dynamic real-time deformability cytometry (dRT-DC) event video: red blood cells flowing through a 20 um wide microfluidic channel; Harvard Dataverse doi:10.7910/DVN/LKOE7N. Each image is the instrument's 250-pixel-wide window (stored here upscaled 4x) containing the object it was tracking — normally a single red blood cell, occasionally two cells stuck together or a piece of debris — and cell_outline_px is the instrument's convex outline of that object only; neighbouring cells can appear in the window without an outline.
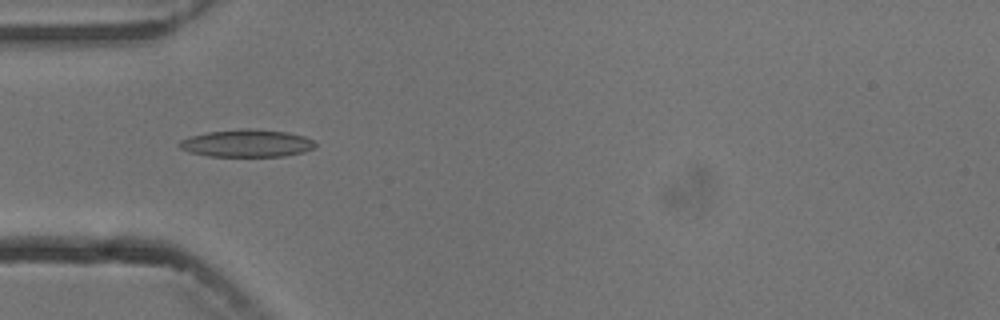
{"species": "common noctule bat (a hibernating species)", "species_latin": "Nyctalus noctula", "temperature_condition": "cold", "stored_images_in_passage": 5, "camera_frame_rate_fps": 3000, "um_per_image_px": 0.085, "animal": {"sex": "male", "body_mass_g": 13.3}, "frame": {"image": 1, "passage_image": 5, "time_ms": 4.333, "image_size_px": [1000, 320], "cell_outline_px": [[316, 144], [312, 148], [304, 152], [284, 156], [208, 156], [188, 152], [180, 148], [176, 144], [180, 140], [192, 136], [208, 132], [244, 128], [248, 128], [288, 132], [304, 136], [312, 140]], "centroid_in_image_um": [20.95, 12.18], "position_along_channel_um": 64.0, "area_um2": 21.73}}